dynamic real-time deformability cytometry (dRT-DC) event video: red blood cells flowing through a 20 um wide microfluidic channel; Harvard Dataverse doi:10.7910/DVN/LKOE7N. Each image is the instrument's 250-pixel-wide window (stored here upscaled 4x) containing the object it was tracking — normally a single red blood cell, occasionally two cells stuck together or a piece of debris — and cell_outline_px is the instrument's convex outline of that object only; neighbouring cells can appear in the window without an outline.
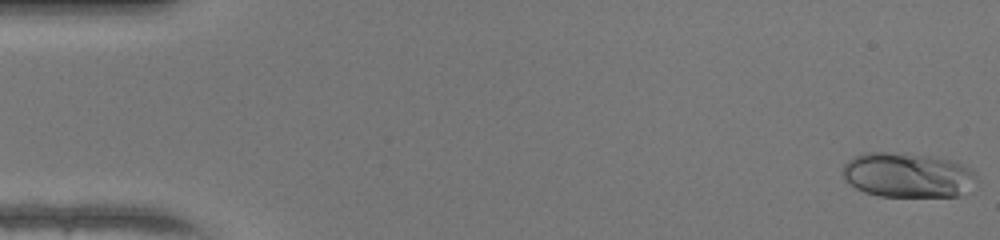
{"species": "human", "species_latin": "Homo sapiens", "temperature_condition": "warm", "stored_images_in_passage": 48, "camera_frame_rate_fps": 3000, "um_per_image_px": 0.085, "donor": {"sex": "female"}, "frame": {"image": 1, "passage_image": 1, "time_ms": 0.0, "image_size_px": [1000, 240], "cell_outline_px": [[976, 176], [960, 196], [880, 196], [864, 192], [856, 188], [844, 180], [844, 164], [852, 156], [864, 152], [888, 152], [932, 156], [952, 160], [972, 168], [976, 172]], "centroid_in_image_um": [77.1, 14.86], "position_along_channel_um": 7.9, "area_um2": 34.8}}
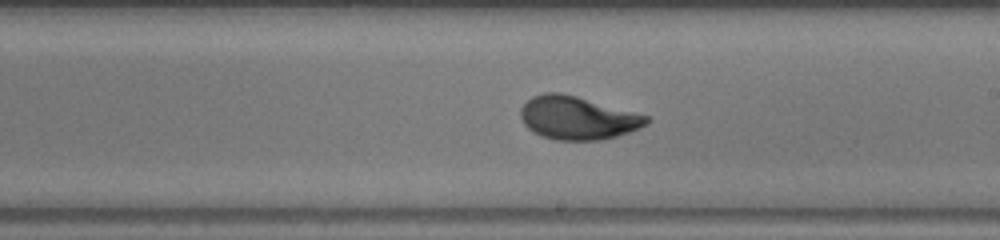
{"frame": {"image": 2, "passage_image": 28, "time_ms": 9.0, "image_size_px": [1000, 240], "cell_outline_px": [[652, 120], [648, 124], [640, 128], [616, 136], [600, 140], [556, 140], [540, 136], [532, 132], [524, 124], [520, 116], [520, 108], [532, 96], [544, 92], [560, 92], [576, 96], [648, 116]], "centroid_in_image_um": [49.07, 10.03], "position_along_channel_um": 239.9, "area_um2": 31.67}}
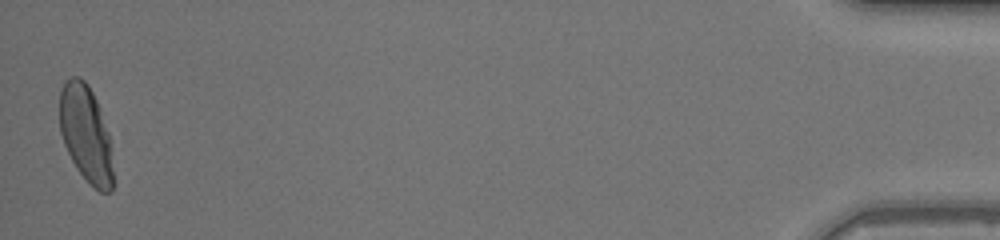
{"frame": {"image": 3, "passage_image": 48, "time_ms": 15.667, "image_size_px": [1000, 240], "cell_outline_px": [[112, 192], [100, 192], [88, 184], [76, 168], [64, 144], [60, 132], [60, 92], [64, 80], [72, 76], [80, 76], [88, 84], [100, 108], [108, 132], [112, 148]], "centroid_in_image_um": [7.3, 11.38], "position_along_channel_um": 427.9, "area_um2": 30.4}, "authors_computed_cell_mechanics": {"area_um2": 31.0386, "velocity_mm_per_s": 4.2912, "shape_relaxation_time_tau1_ms": 3.3631, "shape_relaxation_time_tau2_ms": null, "deformation_change_tau1": 0.2007, "deformation_change_tau2": null}}